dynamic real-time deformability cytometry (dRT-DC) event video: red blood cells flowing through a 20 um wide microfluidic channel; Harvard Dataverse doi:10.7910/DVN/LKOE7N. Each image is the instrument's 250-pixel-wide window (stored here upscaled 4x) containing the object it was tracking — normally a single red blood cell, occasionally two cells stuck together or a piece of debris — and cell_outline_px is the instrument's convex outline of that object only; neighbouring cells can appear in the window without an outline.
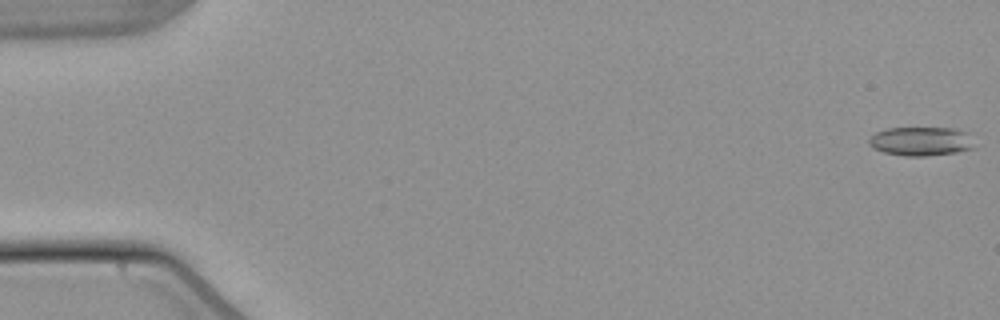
{"species": "common noctule bat (a hibernating species)", "species_latin": "Nyctalus noctula", "temperature_condition": "warm", "stored_images_in_passage": 5, "camera_frame_rate_fps": 3000, "um_per_image_px": 0.085, "animal": {"sex": "male", "body_mass_g": 21.5, "forearm_length_mm": 52.0}, "frame": {"image": 1, "passage_image": 1, "time_ms": 0.0, "image_size_px": [1000, 320], "cell_outline_px": [[976, 148], [956, 152], [928, 156], [904, 156], [884, 152], [872, 148], [868, 144], [868, 140], [876, 132], [888, 128], [956, 128], [968, 132]], "centroid_in_image_um": [78.31, 12.01], "position_along_channel_um": 6.7, "area_um2": 17.98}}